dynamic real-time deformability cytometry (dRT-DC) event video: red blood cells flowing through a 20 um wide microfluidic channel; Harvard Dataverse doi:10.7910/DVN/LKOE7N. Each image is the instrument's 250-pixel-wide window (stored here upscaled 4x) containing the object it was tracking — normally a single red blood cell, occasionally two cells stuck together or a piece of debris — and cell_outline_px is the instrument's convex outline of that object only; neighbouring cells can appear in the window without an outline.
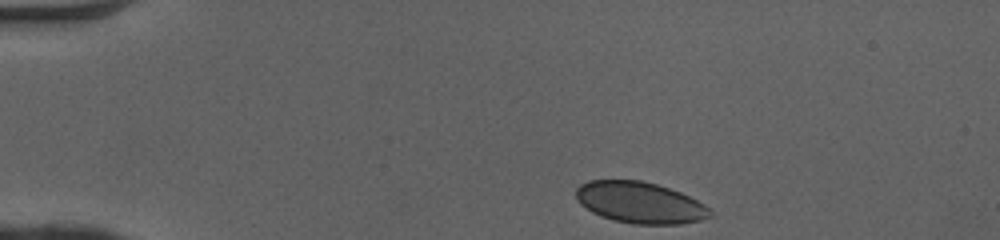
{"species": "human", "species_latin": "Homo sapiens", "temperature_condition": "cold", "stored_images_in_passage": 42, "camera_frame_rate_fps": 3000, "um_per_image_px": 0.085, "donor": {"sex": "female"}, "frame": {"image": 1, "passage_image": 1, "time_ms": 0.0, "image_size_px": [1000, 240], "cell_outline_px": [[712, 216], [700, 220], [680, 224], [632, 224], [612, 220], [600, 216], [592, 212], [580, 204], [576, 196], [576, 188], [580, 184], [588, 180], [640, 180], [656, 184], [680, 192], [704, 204], [712, 212]], "centroid_in_image_um": [54.37, 17.22], "position_along_channel_um": 30.6, "area_um2": 32.31}}
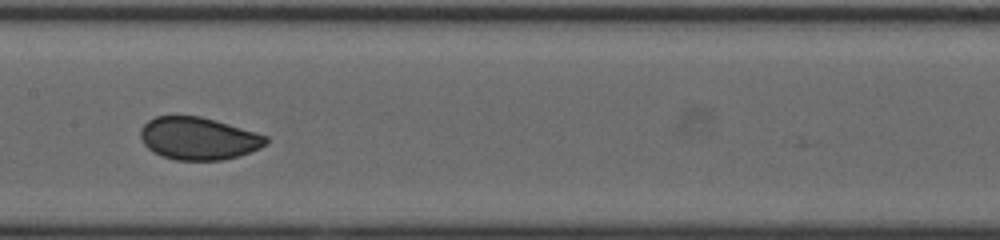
{"frame": {"image": 2, "passage_image": 18, "time_ms": 5.667, "image_size_px": [1000, 240], "cell_outline_px": [[268, 144], [260, 148], [240, 156], [224, 160], [176, 160], [152, 152], [144, 144], [140, 136], [140, 128], [148, 120], [156, 116], [200, 116], [216, 120], [256, 132], [268, 136]], "centroid_in_image_um": [16.88, 11.77], "position_along_channel_um": 190.5, "area_um2": 31.27}}
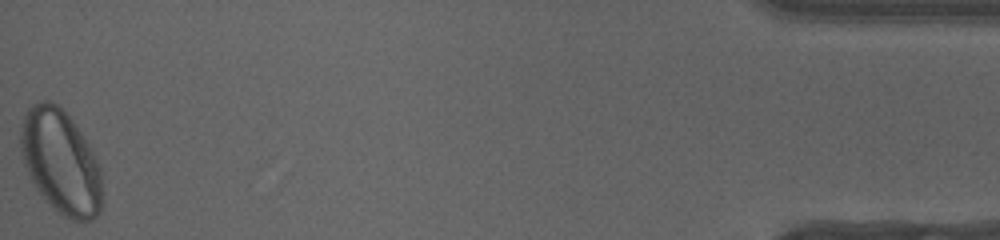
{"frame": {"image": 3, "passage_image": 42, "time_ms": 13.667, "image_size_px": [1000, 240], "cell_outline_px": [[100, 212], [92, 220], [72, 220], [64, 216], [52, 208], [44, 200], [36, 188], [24, 164], [20, 152], [20, 128], [24, 116], [28, 108], [32, 104], [40, 100], [52, 100], [76, 124], [88, 144], [100, 168]], "centroid_in_image_um": [5.12, 13.74], "position_along_channel_um": 430.1, "area_um2": 49.13}, "authors_computed_cell_mechanics": {"area_um2": 32.3102, "velocity_mm_per_s": 4.078, "shape_relaxation_time_tau1_ms": 2.9617, "shape_relaxation_time_tau2_ms": null, "deformation_change_tau1": 0.0734, "deformation_change_tau2": null}}